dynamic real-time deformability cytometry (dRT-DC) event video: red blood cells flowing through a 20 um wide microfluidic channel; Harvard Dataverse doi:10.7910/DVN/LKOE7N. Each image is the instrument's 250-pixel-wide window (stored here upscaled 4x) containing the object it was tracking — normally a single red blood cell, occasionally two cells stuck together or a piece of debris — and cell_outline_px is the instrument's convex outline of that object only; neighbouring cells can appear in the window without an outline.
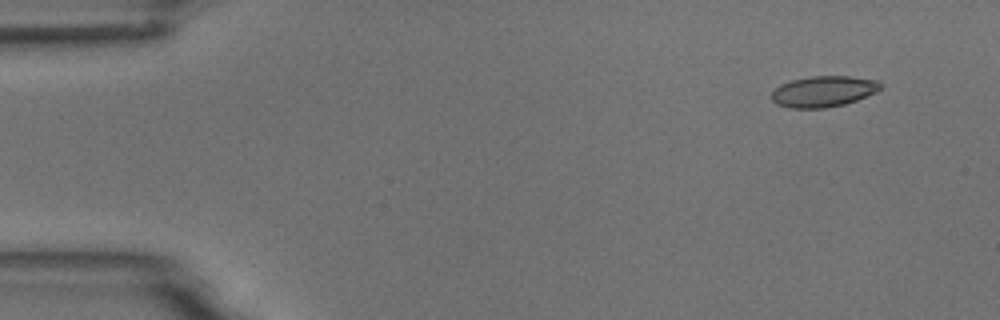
{"species": "common noctule bat (a hibernating species)", "species_latin": "Nyctalus noctula", "temperature_condition": "room temperature", "stored_images_in_passage": 6, "camera_frame_rate_fps": 3000, "um_per_image_px": 0.085, "animal": {"sex": "male", "body_mass_g": 18.8}, "frame": {"image": 1, "passage_image": 2, "time_ms": 1.333, "image_size_px": [1000, 320], "cell_outline_px": [[884, 84], [876, 92], [856, 100], [844, 104], [824, 108], [788, 108], [776, 104], [772, 100], [772, 92], [780, 84], [792, 80], [812, 76], [848, 76], [880, 80]], "centroid_in_image_um": [70.01, 7.77], "position_along_channel_um": 15.0, "area_um2": 19.71}}
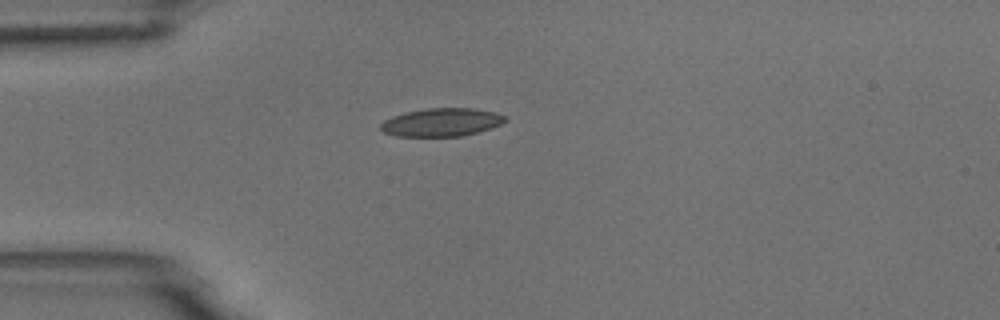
{"frame": {"image": 2, "passage_image": 5, "time_ms": 4.667, "image_size_px": [1000, 320], "cell_outline_px": [[508, 120], [492, 128], [460, 136], [396, 136], [384, 132], [380, 128], [380, 124], [384, 120], [392, 116], [404, 112], [428, 108], [472, 108], [496, 112], [508, 116]], "centroid_in_image_um": [37.55, 10.38], "position_along_channel_um": 47.4, "area_um2": 20.52}}